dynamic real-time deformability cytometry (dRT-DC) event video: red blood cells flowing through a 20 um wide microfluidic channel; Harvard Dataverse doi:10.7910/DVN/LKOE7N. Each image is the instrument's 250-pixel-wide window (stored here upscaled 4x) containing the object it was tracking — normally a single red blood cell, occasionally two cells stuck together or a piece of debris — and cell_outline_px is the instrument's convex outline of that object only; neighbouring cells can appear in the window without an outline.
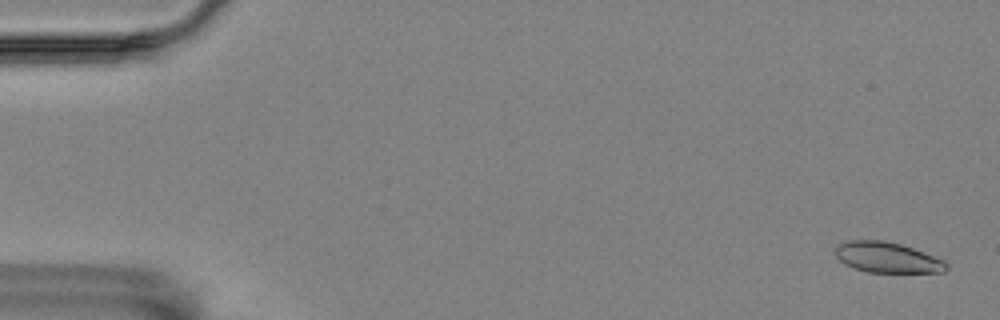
{"species": "Egyptian fruit bat (a non-hibernating species)", "species_latin": "Rousettus aegyptiacus", "temperature_condition": "room temperature", "stored_images_in_passage": 56, "camera_frame_rate_fps": 3000, "um_per_image_px": 0.085, "animal": {"sex": "female"}, "frame": {"image": 1, "passage_image": 1, "time_ms": 0.0, "image_size_px": [1000, 320], "cell_outline_px": [[948, 268], [944, 272], [868, 272], [844, 264], [836, 256], [836, 248], [840, 244], [848, 240], [884, 240], [900, 244], [912, 248], [944, 260], [948, 264]], "centroid_in_image_um": [75.43, 21.88], "position_along_channel_um": 9.6, "area_um2": 19.54}}
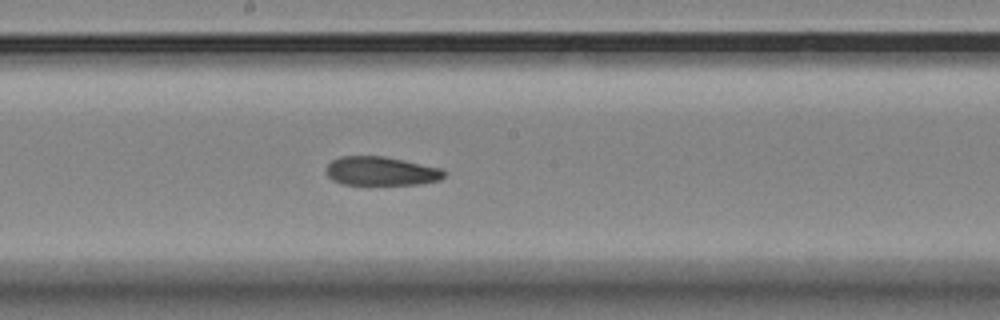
{"frame": {"image": 2, "passage_image": 30, "time_ms": 9.667, "image_size_px": [1000, 320], "cell_outline_px": [[448, 172], [440, 180], [420, 184], [340, 184], [332, 180], [328, 176], [328, 164], [332, 160], [340, 156], [384, 156], [444, 168]], "centroid_in_image_um": [32.45, 14.54], "position_along_channel_um": 215.7, "area_um2": 19.94}}
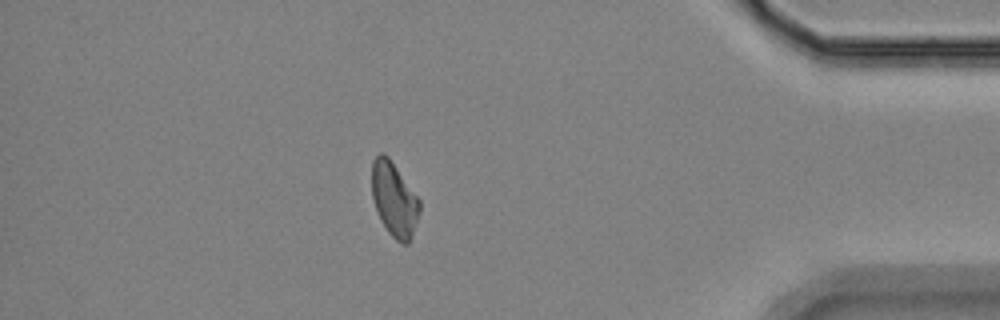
{"frame": {"image": 3, "passage_image": 49, "time_ms": 16.0, "image_size_px": [1000, 320], "cell_outline_px": [[420, 212], [412, 236], [408, 244], [400, 244], [388, 232], [380, 220], [372, 196], [372, 160], [380, 152], [384, 152], [388, 156], [420, 200]], "centroid_in_image_um": [33.5, 16.95], "position_along_channel_um": 401.7, "area_um2": 20.69}, "authors_computed_cell_mechanics": {"area_um2": 20.7213, "velocity_mm_per_s": 3.5202, "shape_relaxation_time_tau1_ms": null, "shape_relaxation_time_tau2_ms": 2.0759, "deformation_change_tau1": null, "deformation_change_tau2": 0.0814}}